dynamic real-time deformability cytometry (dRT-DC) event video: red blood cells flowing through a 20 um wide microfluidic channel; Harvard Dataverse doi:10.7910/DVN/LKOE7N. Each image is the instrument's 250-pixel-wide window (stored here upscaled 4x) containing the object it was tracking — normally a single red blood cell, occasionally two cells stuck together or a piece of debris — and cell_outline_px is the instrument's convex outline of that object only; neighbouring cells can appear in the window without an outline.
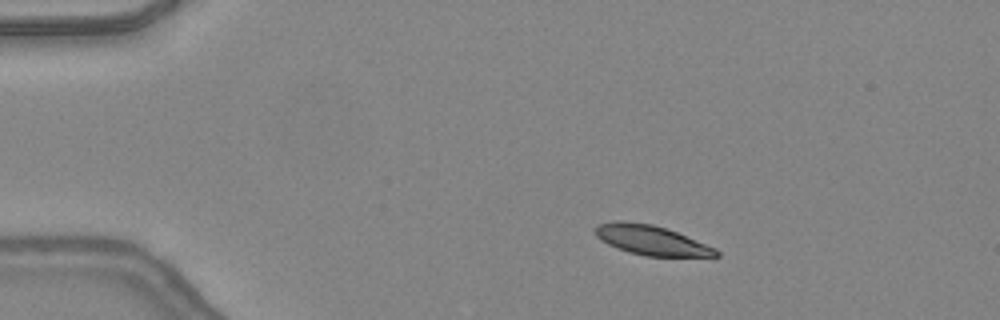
{"species": "common noctule bat (a hibernating species)", "species_latin": "Nyctalus noctula", "temperature_condition": "warm", "stored_images_in_passage": 42, "camera_frame_rate_fps": 3000, "um_per_image_px": 0.085, "animal": {"sex": "female", "body_mass_g": 24.6, "forearm_length_mm": 56.2}, "frame": {"image": 1, "passage_image": 3, "time_ms": 0.667, "image_size_px": [1000, 320], "cell_outline_px": [[720, 256], [644, 256], [628, 252], [616, 248], [600, 240], [596, 236], [596, 228], [600, 224], [616, 220], [620, 220], [652, 224], [676, 232], [716, 248], [720, 252]], "centroid_in_image_um": [55.35, 20.42], "position_along_channel_um": 29.7, "area_um2": 20.69}}
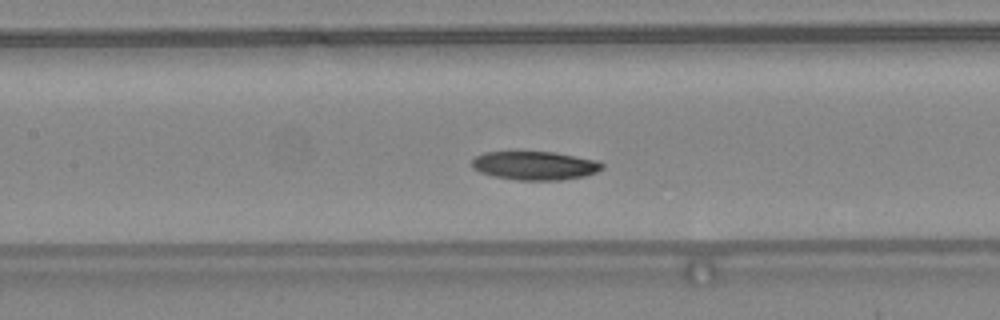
{"frame": {"image": 2, "passage_image": 17, "time_ms": 5.333, "image_size_px": [1000, 320], "cell_outline_px": [[604, 168], [596, 172], [584, 176], [560, 180], [520, 180], [492, 176], [480, 172], [472, 168], [472, 160], [476, 156], [484, 152], [556, 152], [596, 160], [604, 164]], "centroid_in_image_um": [45.46, 14.07], "position_along_channel_um": 161.9, "area_um2": 21.73}}
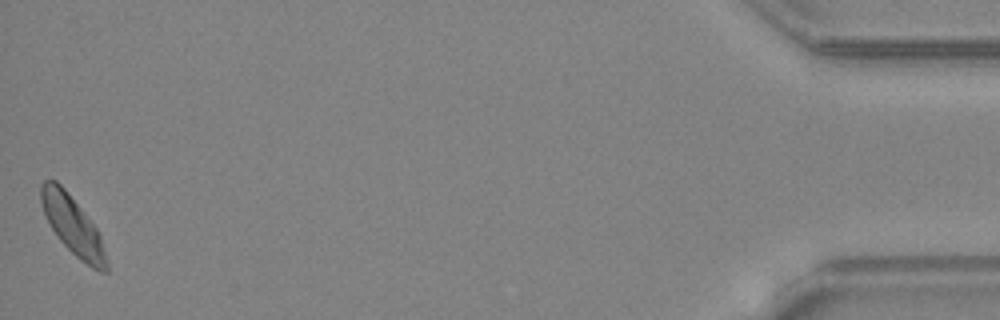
{"frame": {"image": 3, "passage_image": 42, "time_ms": 13.667, "image_size_px": [1000, 320], "cell_outline_px": [[108, 272], [100, 272], [92, 268], [80, 260], [60, 240], [52, 228], [44, 212], [40, 200], [40, 184], [44, 180], [56, 180], [64, 188], [96, 228], [100, 236], [108, 264]], "centroid_in_image_um": [6.17, 19.17], "position_along_channel_um": 429.0, "area_um2": 21.79}, "authors_computed_cell_mechanics": {"area_um2": 21.675, "velocity_mm_per_s": 4.3401, "shape_relaxation_time_tau1_ms": 5.2797, "shape_relaxation_time_tau2_ms": null, "deformation_change_tau1": 0.1262, "deformation_change_tau2": null}}